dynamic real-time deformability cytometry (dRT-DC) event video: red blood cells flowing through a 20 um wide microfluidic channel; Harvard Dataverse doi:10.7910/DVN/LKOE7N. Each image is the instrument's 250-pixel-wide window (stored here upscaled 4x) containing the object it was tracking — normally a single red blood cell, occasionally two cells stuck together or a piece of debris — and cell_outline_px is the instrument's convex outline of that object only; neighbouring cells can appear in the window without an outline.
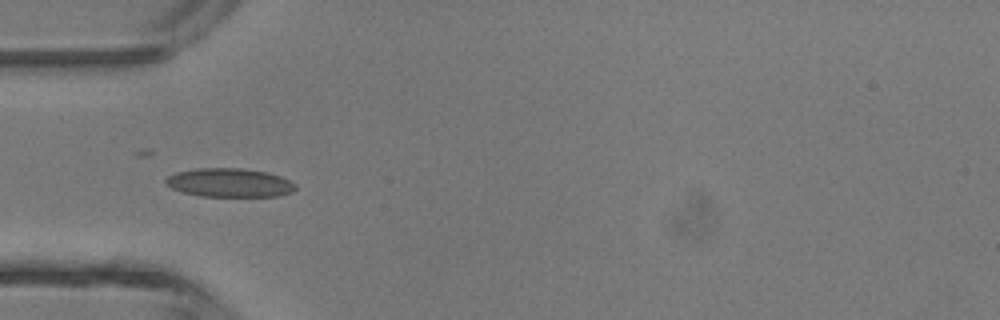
{"species": "common noctule bat (a hibernating species)", "species_latin": "Nyctalus noctula", "temperature_condition": "room temperature", "stored_images_in_passage": 3, "camera_frame_rate_fps": 3000, "um_per_image_px": 0.085, "animal": {"sex": "male", "body_mass_g": 13.3}, "frame": {"image": 1, "passage_image": 3, "time_ms": 2.0, "image_size_px": [1000, 320], "cell_outline_px": [[296, 188], [292, 192], [280, 196], [200, 196], [180, 192], [164, 184], [164, 180], [168, 176], [176, 172], [196, 168], [240, 168], [268, 172], [280, 176], [296, 184]], "centroid_in_image_um": [19.48, 15.53], "position_along_channel_um": 65.5, "area_um2": 21.91}}